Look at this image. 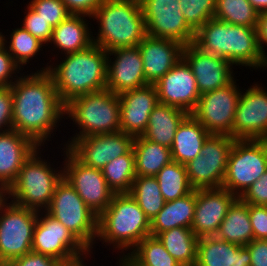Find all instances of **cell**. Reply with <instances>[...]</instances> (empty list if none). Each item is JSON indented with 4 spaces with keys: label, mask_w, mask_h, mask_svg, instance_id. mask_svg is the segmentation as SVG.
<instances>
[{
    "label": "cell",
    "mask_w": 267,
    "mask_h": 266,
    "mask_svg": "<svg viewBox=\"0 0 267 266\" xmlns=\"http://www.w3.org/2000/svg\"><path fill=\"white\" fill-rule=\"evenodd\" d=\"M30 72H22L11 85L13 129L44 147L62 126L65 105L48 71Z\"/></svg>",
    "instance_id": "6da1fadb"
},
{
    "label": "cell",
    "mask_w": 267,
    "mask_h": 266,
    "mask_svg": "<svg viewBox=\"0 0 267 266\" xmlns=\"http://www.w3.org/2000/svg\"><path fill=\"white\" fill-rule=\"evenodd\" d=\"M60 59L53 64L50 60L46 67L37 71L51 74L56 92L64 105L80 95L106 89L107 51L100 46L93 43L84 50L63 55Z\"/></svg>",
    "instance_id": "7a4b0ae2"
},
{
    "label": "cell",
    "mask_w": 267,
    "mask_h": 266,
    "mask_svg": "<svg viewBox=\"0 0 267 266\" xmlns=\"http://www.w3.org/2000/svg\"><path fill=\"white\" fill-rule=\"evenodd\" d=\"M193 44L206 53L226 59L234 67L267 69V58L260 50L253 27L211 18L195 32Z\"/></svg>",
    "instance_id": "3957f363"
},
{
    "label": "cell",
    "mask_w": 267,
    "mask_h": 266,
    "mask_svg": "<svg viewBox=\"0 0 267 266\" xmlns=\"http://www.w3.org/2000/svg\"><path fill=\"white\" fill-rule=\"evenodd\" d=\"M151 235L150 220L129 193L114 194L111 203L98 217V240L113 247L117 255L128 254L140 241ZM116 250V251H115ZM125 250V251H124ZM120 251V252H119Z\"/></svg>",
    "instance_id": "277c9868"
},
{
    "label": "cell",
    "mask_w": 267,
    "mask_h": 266,
    "mask_svg": "<svg viewBox=\"0 0 267 266\" xmlns=\"http://www.w3.org/2000/svg\"><path fill=\"white\" fill-rule=\"evenodd\" d=\"M91 18L98 24L93 43L107 52L136 47L147 35L139 0H105Z\"/></svg>",
    "instance_id": "5b68a950"
},
{
    "label": "cell",
    "mask_w": 267,
    "mask_h": 266,
    "mask_svg": "<svg viewBox=\"0 0 267 266\" xmlns=\"http://www.w3.org/2000/svg\"><path fill=\"white\" fill-rule=\"evenodd\" d=\"M64 117V120H72V127L75 125L79 130L73 131L76 132L65 142L64 147L77 138L119 132V96L108 89L80 95L65 104Z\"/></svg>",
    "instance_id": "8992f818"
},
{
    "label": "cell",
    "mask_w": 267,
    "mask_h": 266,
    "mask_svg": "<svg viewBox=\"0 0 267 266\" xmlns=\"http://www.w3.org/2000/svg\"><path fill=\"white\" fill-rule=\"evenodd\" d=\"M44 148L38 147L24 162L16 181L7 190V199L36 211L49 207L56 185L63 178V165L55 168L54 163L43 159Z\"/></svg>",
    "instance_id": "52a82bcc"
},
{
    "label": "cell",
    "mask_w": 267,
    "mask_h": 266,
    "mask_svg": "<svg viewBox=\"0 0 267 266\" xmlns=\"http://www.w3.org/2000/svg\"><path fill=\"white\" fill-rule=\"evenodd\" d=\"M45 212L62 223L89 251L96 246L94 244L98 232V216L90 210L64 177L56 185Z\"/></svg>",
    "instance_id": "ba28073f"
},
{
    "label": "cell",
    "mask_w": 267,
    "mask_h": 266,
    "mask_svg": "<svg viewBox=\"0 0 267 266\" xmlns=\"http://www.w3.org/2000/svg\"><path fill=\"white\" fill-rule=\"evenodd\" d=\"M8 202V203H7ZM38 211L6 199L0 206V262L12 260L32 251Z\"/></svg>",
    "instance_id": "9c48e42d"
},
{
    "label": "cell",
    "mask_w": 267,
    "mask_h": 266,
    "mask_svg": "<svg viewBox=\"0 0 267 266\" xmlns=\"http://www.w3.org/2000/svg\"><path fill=\"white\" fill-rule=\"evenodd\" d=\"M266 170L267 147L262 140H235L222 188L240 197Z\"/></svg>",
    "instance_id": "30bf717a"
},
{
    "label": "cell",
    "mask_w": 267,
    "mask_h": 266,
    "mask_svg": "<svg viewBox=\"0 0 267 266\" xmlns=\"http://www.w3.org/2000/svg\"><path fill=\"white\" fill-rule=\"evenodd\" d=\"M235 140L230 135L211 134L204 142L200 155L185 164L189 183L194 190L222 188Z\"/></svg>",
    "instance_id": "8fae6325"
},
{
    "label": "cell",
    "mask_w": 267,
    "mask_h": 266,
    "mask_svg": "<svg viewBox=\"0 0 267 266\" xmlns=\"http://www.w3.org/2000/svg\"><path fill=\"white\" fill-rule=\"evenodd\" d=\"M63 150V177L98 217L111 203L114 192L102 171L81 162L67 147Z\"/></svg>",
    "instance_id": "7c38bea8"
},
{
    "label": "cell",
    "mask_w": 267,
    "mask_h": 266,
    "mask_svg": "<svg viewBox=\"0 0 267 266\" xmlns=\"http://www.w3.org/2000/svg\"><path fill=\"white\" fill-rule=\"evenodd\" d=\"M237 80L235 78L223 88L200 95L195 109L190 113L210 134L232 137L234 115L242 88Z\"/></svg>",
    "instance_id": "4fadbf2b"
},
{
    "label": "cell",
    "mask_w": 267,
    "mask_h": 266,
    "mask_svg": "<svg viewBox=\"0 0 267 266\" xmlns=\"http://www.w3.org/2000/svg\"><path fill=\"white\" fill-rule=\"evenodd\" d=\"M32 251L60 262L72 261L89 252L71 231L45 211H38Z\"/></svg>",
    "instance_id": "5bb4252c"
},
{
    "label": "cell",
    "mask_w": 267,
    "mask_h": 266,
    "mask_svg": "<svg viewBox=\"0 0 267 266\" xmlns=\"http://www.w3.org/2000/svg\"><path fill=\"white\" fill-rule=\"evenodd\" d=\"M139 1L148 36L174 40L184 46L193 43L195 32L184 19L180 0Z\"/></svg>",
    "instance_id": "9a60e30c"
},
{
    "label": "cell",
    "mask_w": 267,
    "mask_h": 266,
    "mask_svg": "<svg viewBox=\"0 0 267 266\" xmlns=\"http://www.w3.org/2000/svg\"><path fill=\"white\" fill-rule=\"evenodd\" d=\"M254 83L241 89L232 129L236 140H262L267 134V88Z\"/></svg>",
    "instance_id": "2e32d148"
},
{
    "label": "cell",
    "mask_w": 267,
    "mask_h": 266,
    "mask_svg": "<svg viewBox=\"0 0 267 266\" xmlns=\"http://www.w3.org/2000/svg\"><path fill=\"white\" fill-rule=\"evenodd\" d=\"M134 138L119 131L77 138L67 148L85 165L101 170L111 160L127 154Z\"/></svg>",
    "instance_id": "e0dca14e"
},
{
    "label": "cell",
    "mask_w": 267,
    "mask_h": 266,
    "mask_svg": "<svg viewBox=\"0 0 267 266\" xmlns=\"http://www.w3.org/2000/svg\"><path fill=\"white\" fill-rule=\"evenodd\" d=\"M182 58L190 66L201 95L227 86L236 77L229 61L206 53L193 43L183 47Z\"/></svg>",
    "instance_id": "ac0fdd59"
},
{
    "label": "cell",
    "mask_w": 267,
    "mask_h": 266,
    "mask_svg": "<svg viewBox=\"0 0 267 266\" xmlns=\"http://www.w3.org/2000/svg\"><path fill=\"white\" fill-rule=\"evenodd\" d=\"M154 85L159 103L183 109L188 114L195 109L201 95L195 76L183 58Z\"/></svg>",
    "instance_id": "d6986e66"
},
{
    "label": "cell",
    "mask_w": 267,
    "mask_h": 266,
    "mask_svg": "<svg viewBox=\"0 0 267 266\" xmlns=\"http://www.w3.org/2000/svg\"><path fill=\"white\" fill-rule=\"evenodd\" d=\"M147 84L138 46L117 48L107 52L106 89L119 95Z\"/></svg>",
    "instance_id": "ffe728a7"
},
{
    "label": "cell",
    "mask_w": 267,
    "mask_h": 266,
    "mask_svg": "<svg viewBox=\"0 0 267 266\" xmlns=\"http://www.w3.org/2000/svg\"><path fill=\"white\" fill-rule=\"evenodd\" d=\"M238 197L224 188L197 189L191 229L198 237L215 236L228 209Z\"/></svg>",
    "instance_id": "44dd1931"
},
{
    "label": "cell",
    "mask_w": 267,
    "mask_h": 266,
    "mask_svg": "<svg viewBox=\"0 0 267 266\" xmlns=\"http://www.w3.org/2000/svg\"><path fill=\"white\" fill-rule=\"evenodd\" d=\"M120 100V130L134 137L141 136L147 129L149 116L159 103L154 84L125 91L118 95Z\"/></svg>",
    "instance_id": "7402d4cb"
},
{
    "label": "cell",
    "mask_w": 267,
    "mask_h": 266,
    "mask_svg": "<svg viewBox=\"0 0 267 266\" xmlns=\"http://www.w3.org/2000/svg\"><path fill=\"white\" fill-rule=\"evenodd\" d=\"M148 84H155L182 58L181 43L146 35L138 45Z\"/></svg>",
    "instance_id": "603a6c76"
},
{
    "label": "cell",
    "mask_w": 267,
    "mask_h": 266,
    "mask_svg": "<svg viewBox=\"0 0 267 266\" xmlns=\"http://www.w3.org/2000/svg\"><path fill=\"white\" fill-rule=\"evenodd\" d=\"M39 146L14 129L0 132V184L8 190L20 168Z\"/></svg>",
    "instance_id": "cb8c5ba5"
},
{
    "label": "cell",
    "mask_w": 267,
    "mask_h": 266,
    "mask_svg": "<svg viewBox=\"0 0 267 266\" xmlns=\"http://www.w3.org/2000/svg\"><path fill=\"white\" fill-rule=\"evenodd\" d=\"M246 246L223 241L216 236L198 238L195 266H250Z\"/></svg>",
    "instance_id": "d4e9b609"
},
{
    "label": "cell",
    "mask_w": 267,
    "mask_h": 266,
    "mask_svg": "<svg viewBox=\"0 0 267 266\" xmlns=\"http://www.w3.org/2000/svg\"><path fill=\"white\" fill-rule=\"evenodd\" d=\"M86 18L92 20L90 16L86 15H69L66 19L53 28L52 37L48 43V48L53 46L52 51H54V48L55 50L57 48V53L59 54L61 51V56L63 54L66 55L69 53L78 52L91 46L93 44L92 31H94L95 27L90 29L91 25L93 24H91V22Z\"/></svg>",
    "instance_id": "484cf974"
},
{
    "label": "cell",
    "mask_w": 267,
    "mask_h": 266,
    "mask_svg": "<svg viewBox=\"0 0 267 266\" xmlns=\"http://www.w3.org/2000/svg\"><path fill=\"white\" fill-rule=\"evenodd\" d=\"M211 134L188 114L179 124L170 148L172 161L187 164L200 155L202 146Z\"/></svg>",
    "instance_id": "4316f807"
},
{
    "label": "cell",
    "mask_w": 267,
    "mask_h": 266,
    "mask_svg": "<svg viewBox=\"0 0 267 266\" xmlns=\"http://www.w3.org/2000/svg\"><path fill=\"white\" fill-rule=\"evenodd\" d=\"M187 115L188 113L183 109L158 103L149 116L147 129L142 136L171 148L176 130Z\"/></svg>",
    "instance_id": "83f0119b"
},
{
    "label": "cell",
    "mask_w": 267,
    "mask_h": 266,
    "mask_svg": "<svg viewBox=\"0 0 267 266\" xmlns=\"http://www.w3.org/2000/svg\"><path fill=\"white\" fill-rule=\"evenodd\" d=\"M196 205V190L173 201L165 202L162 210L150 222L151 235L157 236L167 230L191 228Z\"/></svg>",
    "instance_id": "f1b7e54d"
},
{
    "label": "cell",
    "mask_w": 267,
    "mask_h": 266,
    "mask_svg": "<svg viewBox=\"0 0 267 266\" xmlns=\"http://www.w3.org/2000/svg\"><path fill=\"white\" fill-rule=\"evenodd\" d=\"M215 236L240 246L248 245L254 239L248 203L238 197L228 209Z\"/></svg>",
    "instance_id": "f546056e"
},
{
    "label": "cell",
    "mask_w": 267,
    "mask_h": 266,
    "mask_svg": "<svg viewBox=\"0 0 267 266\" xmlns=\"http://www.w3.org/2000/svg\"><path fill=\"white\" fill-rule=\"evenodd\" d=\"M132 150L135 157L136 177L156 176L172 161L170 148L145 139L142 135L134 138Z\"/></svg>",
    "instance_id": "4dcf8cb0"
},
{
    "label": "cell",
    "mask_w": 267,
    "mask_h": 266,
    "mask_svg": "<svg viewBox=\"0 0 267 266\" xmlns=\"http://www.w3.org/2000/svg\"><path fill=\"white\" fill-rule=\"evenodd\" d=\"M157 237L182 266H195L198 237L191 228H173L159 233Z\"/></svg>",
    "instance_id": "1f68e13d"
},
{
    "label": "cell",
    "mask_w": 267,
    "mask_h": 266,
    "mask_svg": "<svg viewBox=\"0 0 267 266\" xmlns=\"http://www.w3.org/2000/svg\"><path fill=\"white\" fill-rule=\"evenodd\" d=\"M101 171L109 188L115 194L130 193L136 178L133 150L131 149L127 154L111 160Z\"/></svg>",
    "instance_id": "d6a6232c"
},
{
    "label": "cell",
    "mask_w": 267,
    "mask_h": 266,
    "mask_svg": "<svg viewBox=\"0 0 267 266\" xmlns=\"http://www.w3.org/2000/svg\"><path fill=\"white\" fill-rule=\"evenodd\" d=\"M10 32V35H7L10 38L7 39L4 35V45L14 62L24 70V67L32 61L31 59L40 55L39 52L43 51L46 45L22 26L16 27Z\"/></svg>",
    "instance_id": "836d02e7"
},
{
    "label": "cell",
    "mask_w": 267,
    "mask_h": 266,
    "mask_svg": "<svg viewBox=\"0 0 267 266\" xmlns=\"http://www.w3.org/2000/svg\"><path fill=\"white\" fill-rule=\"evenodd\" d=\"M165 202L173 201L191 193L186 167L175 161L165 165L155 176Z\"/></svg>",
    "instance_id": "e575fe53"
},
{
    "label": "cell",
    "mask_w": 267,
    "mask_h": 266,
    "mask_svg": "<svg viewBox=\"0 0 267 266\" xmlns=\"http://www.w3.org/2000/svg\"><path fill=\"white\" fill-rule=\"evenodd\" d=\"M129 194L136 200L150 222L165 204L155 176L136 177Z\"/></svg>",
    "instance_id": "d590c367"
},
{
    "label": "cell",
    "mask_w": 267,
    "mask_h": 266,
    "mask_svg": "<svg viewBox=\"0 0 267 266\" xmlns=\"http://www.w3.org/2000/svg\"><path fill=\"white\" fill-rule=\"evenodd\" d=\"M128 254L136 266H182L169 254L157 236L145 237Z\"/></svg>",
    "instance_id": "8d00e7d4"
},
{
    "label": "cell",
    "mask_w": 267,
    "mask_h": 266,
    "mask_svg": "<svg viewBox=\"0 0 267 266\" xmlns=\"http://www.w3.org/2000/svg\"><path fill=\"white\" fill-rule=\"evenodd\" d=\"M258 14L248 0H216L214 18L225 23L256 28Z\"/></svg>",
    "instance_id": "74e56055"
},
{
    "label": "cell",
    "mask_w": 267,
    "mask_h": 266,
    "mask_svg": "<svg viewBox=\"0 0 267 266\" xmlns=\"http://www.w3.org/2000/svg\"><path fill=\"white\" fill-rule=\"evenodd\" d=\"M179 3L186 23L194 32L214 18L216 0H180Z\"/></svg>",
    "instance_id": "f35d334b"
},
{
    "label": "cell",
    "mask_w": 267,
    "mask_h": 266,
    "mask_svg": "<svg viewBox=\"0 0 267 266\" xmlns=\"http://www.w3.org/2000/svg\"><path fill=\"white\" fill-rule=\"evenodd\" d=\"M28 5L53 28L71 13L61 0H30Z\"/></svg>",
    "instance_id": "ab89813d"
},
{
    "label": "cell",
    "mask_w": 267,
    "mask_h": 266,
    "mask_svg": "<svg viewBox=\"0 0 267 266\" xmlns=\"http://www.w3.org/2000/svg\"><path fill=\"white\" fill-rule=\"evenodd\" d=\"M20 26L29 31L34 37L48 46L52 37L53 27L40 17L28 4Z\"/></svg>",
    "instance_id": "60d3db41"
},
{
    "label": "cell",
    "mask_w": 267,
    "mask_h": 266,
    "mask_svg": "<svg viewBox=\"0 0 267 266\" xmlns=\"http://www.w3.org/2000/svg\"><path fill=\"white\" fill-rule=\"evenodd\" d=\"M20 71L23 69L14 62L5 45L0 47V87L11 86L20 76Z\"/></svg>",
    "instance_id": "b9f144b4"
},
{
    "label": "cell",
    "mask_w": 267,
    "mask_h": 266,
    "mask_svg": "<svg viewBox=\"0 0 267 266\" xmlns=\"http://www.w3.org/2000/svg\"><path fill=\"white\" fill-rule=\"evenodd\" d=\"M239 198L248 204L267 206V170Z\"/></svg>",
    "instance_id": "7bdbcfd3"
},
{
    "label": "cell",
    "mask_w": 267,
    "mask_h": 266,
    "mask_svg": "<svg viewBox=\"0 0 267 266\" xmlns=\"http://www.w3.org/2000/svg\"><path fill=\"white\" fill-rule=\"evenodd\" d=\"M254 239H267V206L248 204Z\"/></svg>",
    "instance_id": "ee69618b"
},
{
    "label": "cell",
    "mask_w": 267,
    "mask_h": 266,
    "mask_svg": "<svg viewBox=\"0 0 267 266\" xmlns=\"http://www.w3.org/2000/svg\"><path fill=\"white\" fill-rule=\"evenodd\" d=\"M11 86L0 87V132L13 129Z\"/></svg>",
    "instance_id": "f6af8a7d"
},
{
    "label": "cell",
    "mask_w": 267,
    "mask_h": 266,
    "mask_svg": "<svg viewBox=\"0 0 267 266\" xmlns=\"http://www.w3.org/2000/svg\"><path fill=\"white\" fill-rule=\"evenodd\" d=\"M60 261L57 259L47 256L45 254L36 253L30 251L29 253L18 257L11 262L8 266H58Z\"/></svg>",
    "instance_id": "bcb514c9"
},
{
    "label": "cell",
    "mask_w": 267,
    "mask_h": 266,
    "mask_svg": "<svg viewBox=\"0 0 267 266\" xmlns=\"http://www.w3.org/2000/svg\"><path fill=\"white\" fill-rule=\"evenodd\" d=\"M71 14L92 16L105 0H61Z\"/></svg>",
    "instance_id": "7dc6e473"
},
{
    "label": "cell",
    "mask_w": 267,
    "mask_h": 266,
    "mask_svg": "<svg viewBox=\"0 0 267 266\" xmlns=\"http://www.w3.org/2000/svg\"><path fill=\"white\" fill-rule=\"evenodd\" d=\"M246 248L251 255L250 266H267V239H253Z\"/></svg>",
    "instance_id": "c3c4849f"
},
{
    "label": "cell",
    "mask_w": 267,
    "mask_h": 266,
    "mask_svg": "<svg viewBox=\"0 0 267 266\" xmlns=\"http://www.w3.org/2000/svg\"><path fill=\"white\" fill-rule=\"evenodd\" d=\"M255 29L260 50L267 58V49L265 52V47L267 46V11L258 14V21Z\"/></svg>",
    "instance_id": "681fc988"
},
{
    "label": "cell",
    "mask_w": 267,
    "mask_h": 266,
    "mask_svg": "<svg viewBox=\"0 0 267 266\" xmlns=\"http://www.w3.org/2000/svg\"><path fill=\"white\" fill-rule=\"evenodd\" d=\"M93 251H95V250L89 251L88 254H86L82 257H78L72 261L60 262V264L58 266H88V265H86V264H88V262H86L85 260L88 261V258H90L92 256L91 254H93Z\"/></svg>",
    "instance_id": "f907efd6"
},
{
    "label": "cell",
    "mask_w": 267,
    "mask_h": 266,
    "mask_svg": "<svg viewBox=\"0 0 267 266\" xmlns=\"http://www.w3.org/2000/svg\"><path fill=\"white\" fill-rule=\"evenodd\" d=\"M118 258V261H116L117 263H115L117 266H136L134 260L129 254H121Z\"/></svg>",
    "instance_id": "816d5d0a"
},
{
    "label": "cell",
    "mask_w": 267,
    "mask_h": 266,
    "mask_svg": "<svg viewBox=\"0 0 267 266\" xmlns=\"http://www.w3.org/2000/svg\"><path fill=\"white\" fill-rule=\"evenodd\" d=\"M250 4L260 13L267 11V0H248Z\"/></svg>",
    "instance_id": "f5cc1de1"
},
{
    "label": "cell",
    "mask_w": 267,
    "mask_h": 266,
    "mask_svg": "<svg viewBox=\"0 0 267 266\" xmlns=\"http://www.w3.org/2000/svg\"><path fill=\"white\" fill-rule=\"evenodd\" d=\"M7 199V190L0 184V206Z\"/></svg>",
    "instance_id": "db71d44e"
},
{
    "label": "cell",
    "mask_w": 267,
    "mask_h": 266,
    "mask_svg": "<svg viewBox=\"0 0 267 266\" xmlns=\"http://www.w3.org/2000/svg\"><path fill=\"white\" fill-rule=\"evenodd\" d=\"M4 45V33L0 32V47Z\"/></svg>",
    "instance_id": "11a10c76"
},
{
    "label": "cell",
    "mask_w": 267,
    "mask_h": 266,
    "mask_svg": "<svg viewBox=\"0 0 267 266\" xmlns=\"http://www.w3.org/2000/svg\"><path fill=\"white\" fill-rule=\"evenodd\" d=\"M262 141L265 143V145L267 147V134L264 136V138L262 139Z\"/></svg>",
    "instance_id": "9f6ffc18"
}]
</instances>
